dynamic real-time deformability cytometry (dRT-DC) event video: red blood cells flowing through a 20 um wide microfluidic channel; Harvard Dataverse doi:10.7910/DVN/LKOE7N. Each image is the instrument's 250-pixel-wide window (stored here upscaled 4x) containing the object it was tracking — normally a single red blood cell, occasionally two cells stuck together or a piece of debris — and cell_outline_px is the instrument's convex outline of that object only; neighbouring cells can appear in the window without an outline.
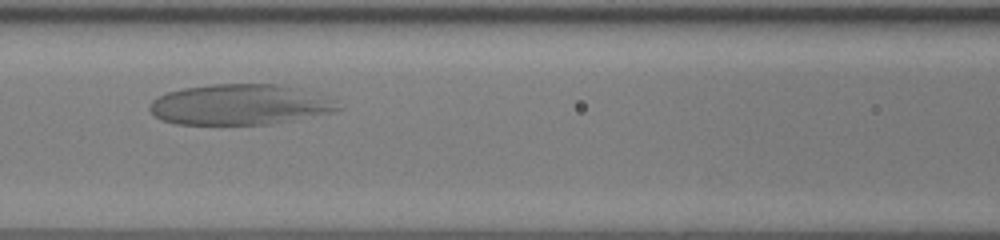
{"species": "human", "species_latin": "Homo sapiens", "temperature_condition": "room temperature", "stored_images_in_passage": 36, "camera_frame_rate_fps": 3000, "um_per_image_px": 0.085, "donor": {"sex": "female"}, "frame": {"image": 1, "passage_image": 14, "time_ms": 4.333, "image_size_px": [1000, 240], "cell_outline_px": [[344, 108], [332, 112], [268, 124], [176, 124], [164, 120], [156, 116], [148, 108], [152, 100], [156, 96], [168, 92], [184, 88], [212, 84], [276, 84], [292, 88], [336, 100]], "centroid_in_image_um": [20.34, 8.89], "position_along_channel_um": 146.3, "area_um2": 43.93}}
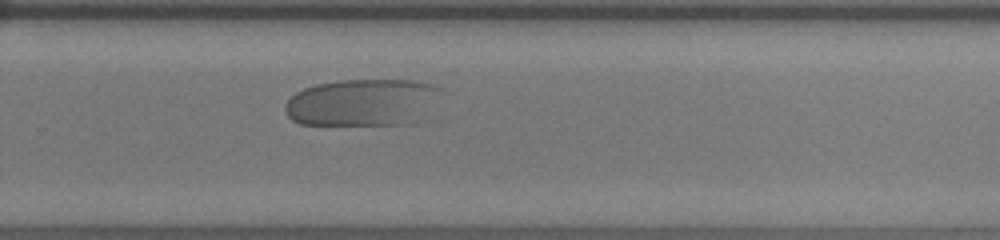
{"frame": {"image": 2, "passage_image": 26, "time_ms": 8.333, "image_size_px": [1000, 240], "cell_outline_px": [[440, 88], [412, 124], [300, 124], [292, 120], [288, 116], [284, 108], [284, 104], [296, 92], [304, 88], [316, 84], [340, 80], [412, 80], [432, 84]], "centroid_in_image_um": [30.65, 8.69], "position_along_channel_um": 299.1, "area_um2": 41.67}}
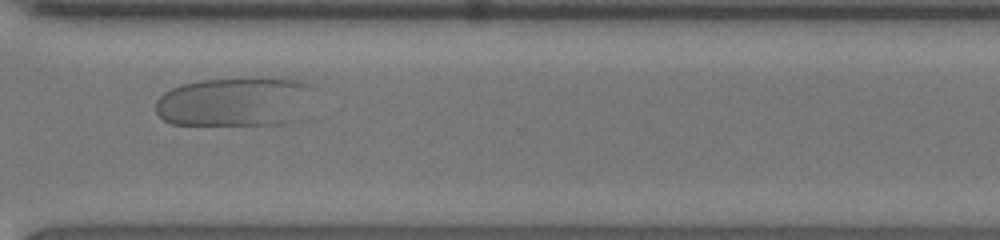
{"frame": {"image": 3, "passage_image": 30, "time_ms": 9.667, "image_size_px": [1000, 240], "cell_outline_px": [[320, 88], [312, 120], [288, 124], [172, 124], [164, 120], [156, 112], [156, 100], [164, 92], [180, 84], [200, 80], [252, 76], [268, 76], [300, 80], [316, 84]], "centroid_in_image_um": [20.36, 8.63], "position_along_channel_um": 350.2, "area_um2": 49.19}}